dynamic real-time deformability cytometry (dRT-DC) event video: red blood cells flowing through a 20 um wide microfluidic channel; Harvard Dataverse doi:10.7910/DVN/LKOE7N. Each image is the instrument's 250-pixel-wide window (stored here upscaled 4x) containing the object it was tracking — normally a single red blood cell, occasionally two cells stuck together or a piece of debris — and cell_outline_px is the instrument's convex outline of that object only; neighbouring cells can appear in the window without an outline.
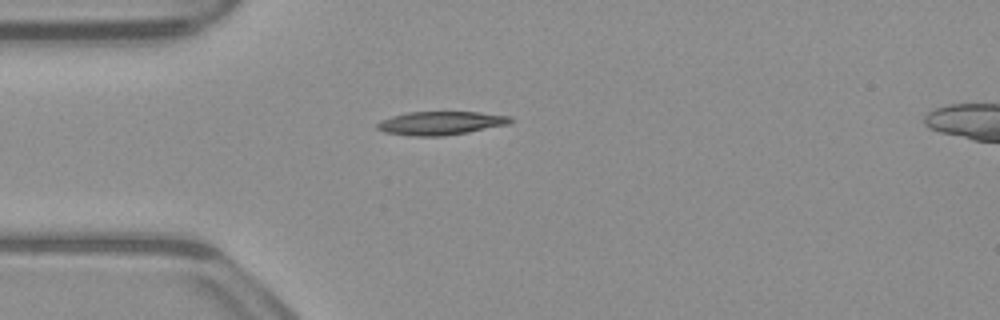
{"species": "common noctule bat (a hibernating species)", "species_latin": "Nyctalus noctula", "temperature_condition": "warm", "stored_images_in_passage": 40, "camera_frame_rate_fps": 3000, "um_per_image_px": 0.085, "animal": {"sex": "male", "body_mass_g": 23.1, "forearm_length_mm": 52.7}, "frame": {"image": 1, "passage_image": 1, "time_ms": 0.0, "image_size_px": [1000, 320], "cell_outline_px": [[512, 120], [508, 124], [468, 132], [444, 136], [412, 136], [384, 132], [376, 128], [376, 124], [380, 120], [392, 116], [408, 112], [480, 112], [512, 116]], "centroid_in_image_um": [37.44, 10.46], "position_along_channel_um": 47.6, "area_um2": 18.26}}
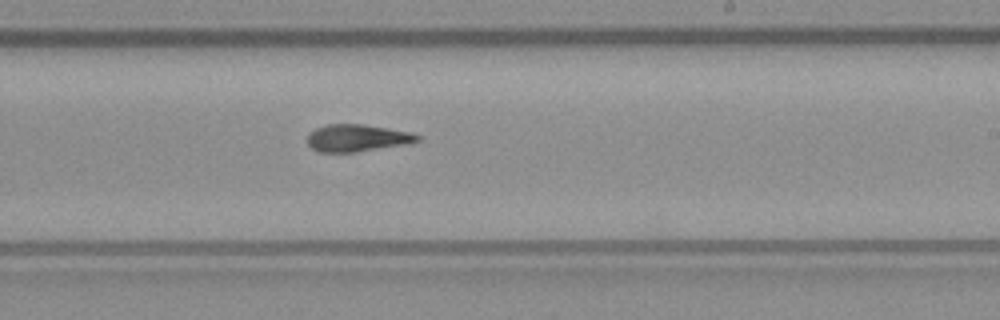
{"frame": {"image": 2, "passage_image": 18, "time_ms": 5.667, "image_size_px": [1000, 320], "cell_outline_px": [[420, 140], [408, 144], [356, 152], [320, 152], [312, 148], [308, 144], [308, 136], [316, 128], [324, 124], [360, 124], [388, 128], [412, 132], [420, 136]], "centroid_in_image_um": [30.38, 11.73], "position_along_channel_um": 258.6, "area_um2": 17.4}}
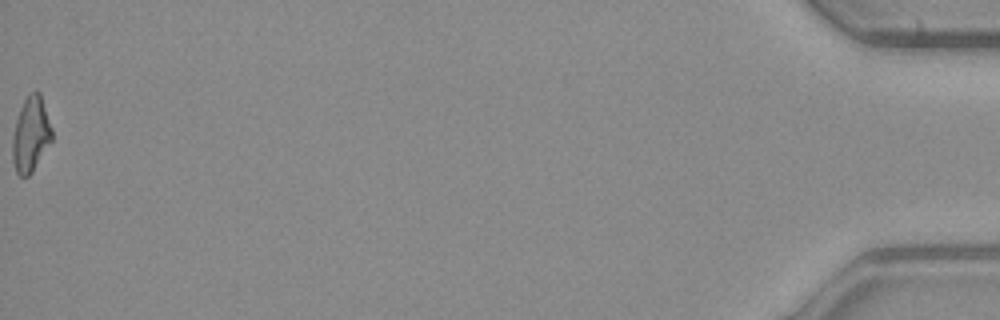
{"frame": {"image": 3, "passage_image": 40, "time_ms": 13.0, "image_size_px": [1000, 320], "cell_outline_px": [[52, 140], [32, 172], [28, 176], [20, 176], [16, 172], [12, 160], [12, 140], [16, 120], [20, 108], [28, 92], [36, 88], [40, 92], [52, 128]], "centroid_in_image_um": [2.61, 11.39], "position_along_channel_um": 432.6, "area_um2": 17.4}, "authors_computed_cell_mechanics": {"area_um2": 17.4556, "velocity_mm_per_s": 3.9174, "shape_relaxation_time_tau1_ms": null, "shape_relaxation_time_tau2_ms": 5.2055, "deformation_change_tau1": null, "deformation_change_tau2": 0.1513}}